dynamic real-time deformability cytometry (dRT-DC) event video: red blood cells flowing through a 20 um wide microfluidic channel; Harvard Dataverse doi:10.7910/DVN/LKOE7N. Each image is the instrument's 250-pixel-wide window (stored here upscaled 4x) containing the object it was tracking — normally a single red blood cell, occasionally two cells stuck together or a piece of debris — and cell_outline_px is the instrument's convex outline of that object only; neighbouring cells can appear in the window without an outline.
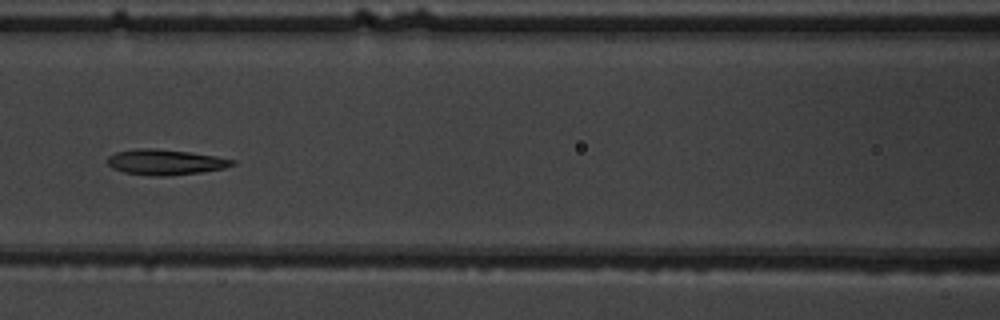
{"species": "common noctule bat (a hibernating species)", "species_latin": "Nyctalus noctula", "temperature_condition": "warm", "stored_images_in_passage": 7, "camera_frame_rate_fps": 3000, "um_per_image_px": 0.085, "animal": {"sex": "male", "body_mass_g": 19.5, "forearm_length_mm": 54.6}, "frame": {"image": 1, "passage_image": 6, "time_ms": 6.667, "image_size_px": [1000, 320], "cell_outline_px": [[236, 164], [224, 168], [200, 172], [164, 176], [152, 176], [124, 172], [112, 168], [108, 164], [108, 156], [116, 152], [136, 148], [152, 148], [188, 152], [216, 156], [236, 160]], "centroid_in_image_um": [14.05, 13.78], "position_along_channel_um": 152.6, "area_um2": 18.44}}
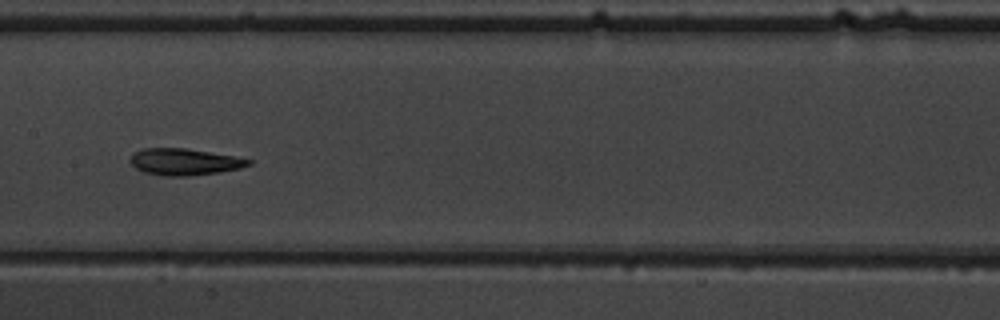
{"frame": {"image": 2, "passage_image": 7, "time_ms": 7.667, "image_size_px": [1000, 320], "cell_outline_px": [[252, 164], [240, 168], [216, 172], [188, 176], [164, 176], [144, 172], [136, 168], [128, 160], [132, 152], [140, 148], [184, 148], [236, 156], [252, 160]], "centroid_in_image_um": [15.63, 13.74], "position_along_channel_um": 191.8, "area_um2": 18.44}}